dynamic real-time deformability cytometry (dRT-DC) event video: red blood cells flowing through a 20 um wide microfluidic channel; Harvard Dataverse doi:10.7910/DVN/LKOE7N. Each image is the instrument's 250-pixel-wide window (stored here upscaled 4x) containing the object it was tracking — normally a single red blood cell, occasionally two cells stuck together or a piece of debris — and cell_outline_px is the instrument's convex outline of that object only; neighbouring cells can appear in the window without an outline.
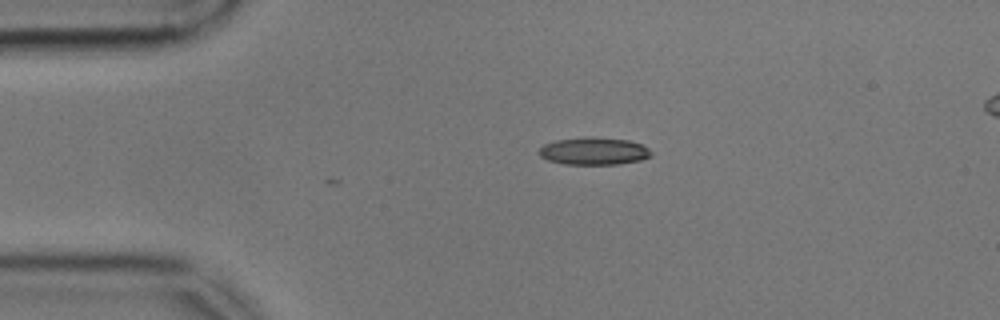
{"species": "common noctule bat (a hibernating species)", "species_latin": "Nyctalus noctula", "temperature_condition": "cold", "stored_images_in_passage": 2, "camera_frame_rate_fps": 3000, "um_per_image_px": 0.085, "animal": {"sex": "male", "body_mass_g": 17.9, "forearm_length_mm": 54.2}, "frame": {"image": 1, "passage_image": 1, "time_ms": 0.0, "image_size_px": [1000, 320], "cell_outline_px": [[652, 156], [640, 160], [620, 164], [564, 164], [548, 160], [540, 156], [536, 152], [544, 144], [556, 140], [592, 136], [628, 140], [640, 144], [648, 148], [652, 152]], "centroid_in_image_um": [50.46, 12.84], "position_along_channel_um": 34.5, "area_um2": 18.03}}